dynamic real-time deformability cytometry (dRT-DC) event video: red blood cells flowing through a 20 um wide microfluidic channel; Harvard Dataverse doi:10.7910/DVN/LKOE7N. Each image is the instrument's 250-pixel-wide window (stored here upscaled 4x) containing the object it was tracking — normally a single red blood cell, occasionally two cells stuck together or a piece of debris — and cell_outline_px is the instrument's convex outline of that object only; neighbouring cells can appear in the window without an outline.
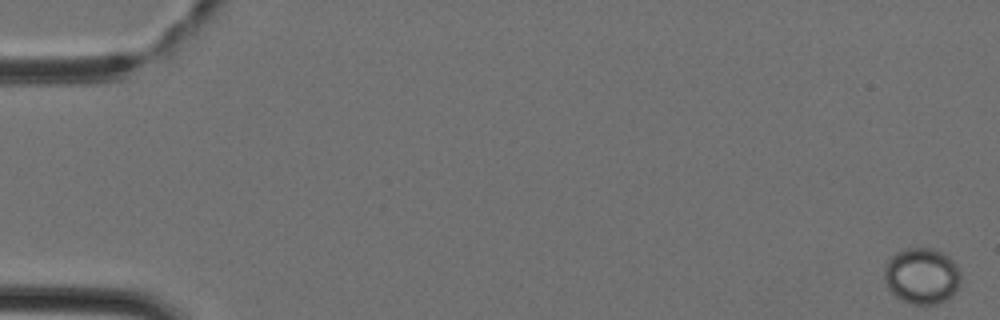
{"species": "Egyptian fruit bat (a non-hibernating species)", "species_latin": "Rousettus aegyptiacus", "temperature_condition": "cold", "stored_images_in_passage": 13, "camera_frame_rate_fps": 3000, "um_per_image_px": 0.085, "animal": {"sex": "female"}, "frame": {"image": 1, "passage_image": 1, "time_ms": 0.0, "image_size_px": [1000, 320], "cell_outline_px": [[960, 284], [956, 292], [944, 300], [936, 304], [912, 304], [900, 300], [888, 288], [884, 280], [884, 268], [888, 260], [896, 252], [908, 248], [932, 248], [948, 256], [960, 268]], "centroid_in_image_um": [78.35, 23.45], "position_along_channel_um": 6.6, "area_um2": 25.09}}